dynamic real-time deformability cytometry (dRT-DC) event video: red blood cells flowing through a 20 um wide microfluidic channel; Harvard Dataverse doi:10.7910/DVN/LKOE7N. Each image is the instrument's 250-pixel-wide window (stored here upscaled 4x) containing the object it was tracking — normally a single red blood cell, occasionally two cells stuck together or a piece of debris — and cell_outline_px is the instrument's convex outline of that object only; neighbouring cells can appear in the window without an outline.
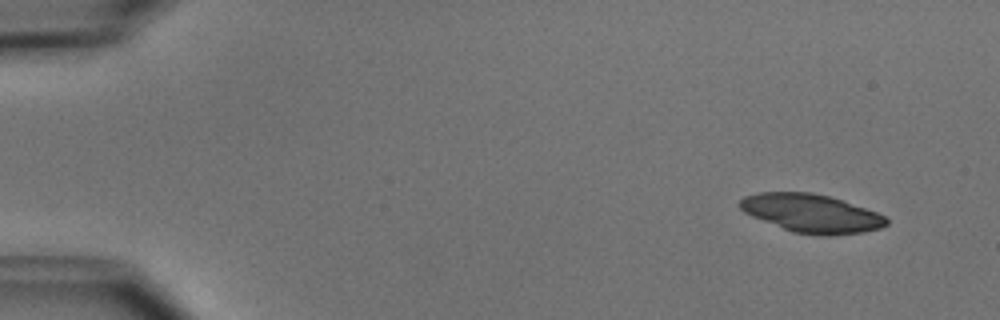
{"species": "common noctule bat (a hibernating species)", "species_latin": "Nyctalus noctula", "temperature_condition": "cold", "stored_images_in_passage": 4, "camera_frame_rate_fps": 3000, "um_per_image_px": 0.085, "animal": {"sex": "male", "body_mass_g": 15.6}, "frame": {"image": 1, "passage_image": 1, "time_ms": 0.0, "image_size_px": [1000, 320], "cell_outline_px": [[888, 224], [880, 228], [864, 232], [828, 236], [820, 236], [792, 232], [752, 216], [744, 212], [740, 208], [740, 200], [744, 196], [760, 192], [812, 192], [828, 196], [876, 212], [884, 216], [888, 220]], "centroid_in_image_um": [68.96, 18.14], "position_along_channel_um": 16.0, "area_um2": 32.54}}